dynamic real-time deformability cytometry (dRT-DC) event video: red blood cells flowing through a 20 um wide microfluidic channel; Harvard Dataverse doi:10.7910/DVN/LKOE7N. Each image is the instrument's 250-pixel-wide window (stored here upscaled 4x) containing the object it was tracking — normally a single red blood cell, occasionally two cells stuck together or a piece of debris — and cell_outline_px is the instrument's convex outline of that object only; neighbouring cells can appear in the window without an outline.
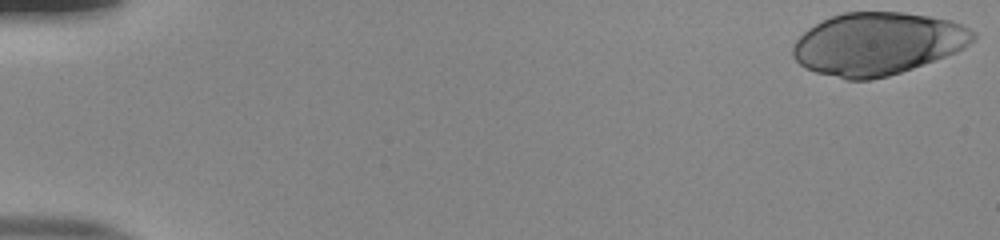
{"species": "human", "species_latin": "Homo sapiens", "temperature_condition": "room temperature", "stored_images_in_passage": 45, "camera_frame_rate_fps": 3000, "um_per_image_px": 0.085, "donor": {"sex": "male"}, "frame": {"image": 1, "passage_image": 1, "time_ms": 0.0, "image_size_px": [1000, 240], "cell_outline_px": [[976, 40], [964, 48], [956, 52], [912, 68], [888, 76], [872, 80], [844, 80], [816, 72], [804, 68], [792, 56], [792, 44], [808, 28], [832, 16], [844, 12], [904, 12], [928, 16], [948, 20], [960, 24], [976, 32]], "centroid_in_image_um": [74.58, 3.72], "position_along_channel_um": 10.4, "area_um2": 65.72}}